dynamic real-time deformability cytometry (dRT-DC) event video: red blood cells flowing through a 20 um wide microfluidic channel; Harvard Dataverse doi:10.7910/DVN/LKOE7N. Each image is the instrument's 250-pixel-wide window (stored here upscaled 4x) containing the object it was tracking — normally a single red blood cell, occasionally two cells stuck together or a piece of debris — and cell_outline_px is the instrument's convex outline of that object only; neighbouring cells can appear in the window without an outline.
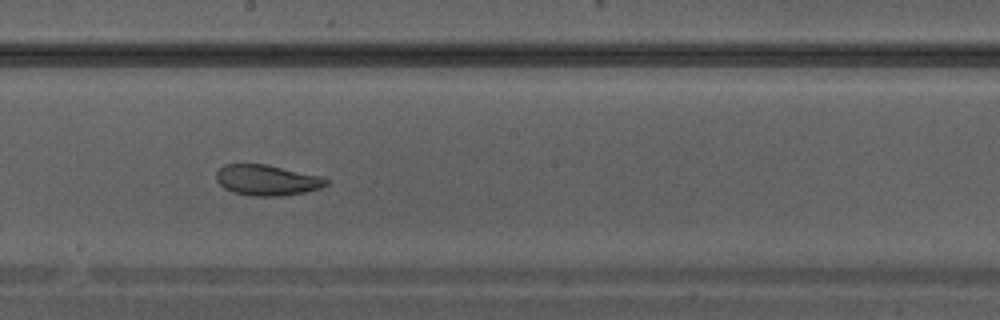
{"species": "Egyptian fruit bat (a non-hibernating species)", "species_latin": "Rousettus aegyptiacus", "temperature_condition": "warm", "stored_images_in_passage": 28, "camera_frame_rate_fps": 3000, "um_per_image_px": 0.085, "animal": {"sex": "male"}, "frame": {"image": 1, "passage_image": 13, "time_ms": 4.0, "image_size_px": [1000, 320], "cell_outline_px": [[328, 184], [320, 188], [308, 192], [284, 196], [256, 196], [232, 192], [224, 188], [216, 180], [216, 172], [224, 164], [268, 164], [320, 176], [328, 180]], "centroid_in_image_um": [22.7, 15.31], "position_along_channel_um": 225.5, "area_um2": 19.77}}
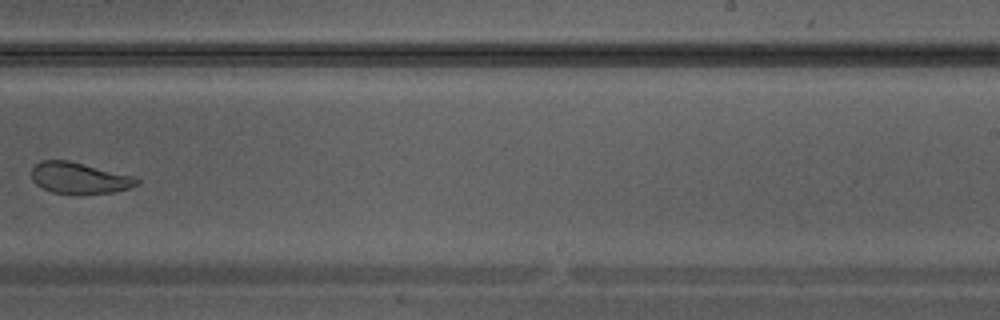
{"frame": {"image": 2, "passage_image": 16, "time_ms": 5.0, "image_size_px": [1000, 320], "cell_outline_px": [[140, 180], [136, 184], [128, 188], [116, 192], [80, 196], [76, 196], [52, 192], [36, 184], [32, 180], [32, 168], [40, 160], [68, 160], [136, 176]], "centroid_in_image_um": [6.75, 15.16], "position_along_channel_um": 282.2, "area_um2": 19.71}}